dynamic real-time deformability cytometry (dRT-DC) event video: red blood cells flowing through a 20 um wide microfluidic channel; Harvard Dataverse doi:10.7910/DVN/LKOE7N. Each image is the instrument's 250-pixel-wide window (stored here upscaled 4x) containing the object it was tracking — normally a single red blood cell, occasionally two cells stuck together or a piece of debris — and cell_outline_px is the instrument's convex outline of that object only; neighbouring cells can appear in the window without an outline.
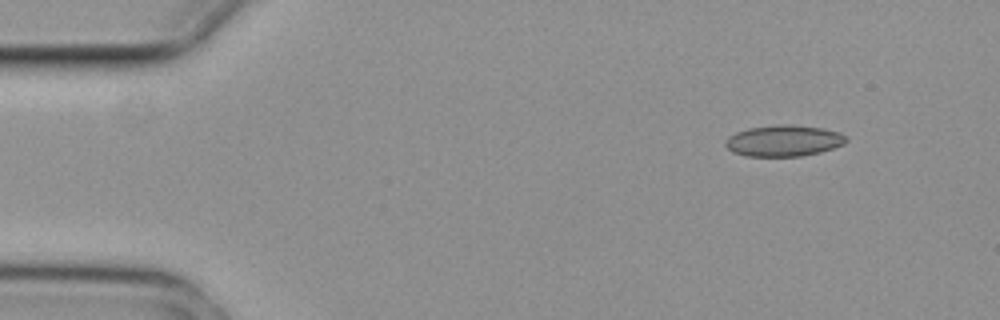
{"species": "common noctule bat (a hibernating species)", "species_latin": "Nyctalus noctula", "temperature_condition": "cold", "stored_images_in_passage": 4, "segment_of_instrument_passage": [1, 2], "camera_frame_rate_fps": 3000, "um_per_image_px": 0.085, "animal": {"sex": "female", "body_mass_g": 29.2, "forearm_length_mm": 56.3}, "frame": {"image": 1, "passage_image": 1, "time_ms": 0.0, "image_size_px": [1000, 320], "cell_outline_px": [[848, 140], [844, 144], [820, 152], [800, 156], [744, 156], [732, 152], [724, 144], [724, 140], [728, 136], [736, 132], [752, 128], [780, 124], [788, 124], [820, 128], [840, 132]], "centroid_in_image_um": [66.58, 11.97], "position_along_channel_um": 18.4, "area_um2": 21.85}}